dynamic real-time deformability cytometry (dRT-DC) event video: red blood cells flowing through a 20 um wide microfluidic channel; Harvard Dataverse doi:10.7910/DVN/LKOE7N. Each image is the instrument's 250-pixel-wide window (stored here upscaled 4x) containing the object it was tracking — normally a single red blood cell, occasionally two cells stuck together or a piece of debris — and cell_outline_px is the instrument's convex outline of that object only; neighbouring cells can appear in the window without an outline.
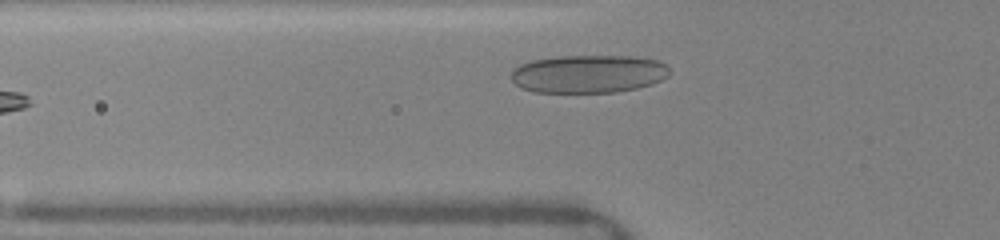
{"species": "human", "species_latin": "Homo sapiens", "temperature_condition": "warm", "stored_images_in_passage": 10, "camera_frame_rate_fps": 3000, "um_per_image_px": 0.085, "donor": {"sex": "female"}, "frame": {"image": 1, "passage_image": 3, "time_ms": 0.667, "image_size_px": [1000, 240], "cell_outline_px": [[668, 76], [652, 84], [636, 88], [616, 92], [536, 92], [520, 88], [512, 80], [512, 72], [520, 64], [532, 60], [560, 56], [628, 56], [656, 60], [664, 64], [668, 68]], "centroid_in_image_um": [50.0, 6.28], "position_along_channel_um": 75.8, "area_um2": 34.85}}